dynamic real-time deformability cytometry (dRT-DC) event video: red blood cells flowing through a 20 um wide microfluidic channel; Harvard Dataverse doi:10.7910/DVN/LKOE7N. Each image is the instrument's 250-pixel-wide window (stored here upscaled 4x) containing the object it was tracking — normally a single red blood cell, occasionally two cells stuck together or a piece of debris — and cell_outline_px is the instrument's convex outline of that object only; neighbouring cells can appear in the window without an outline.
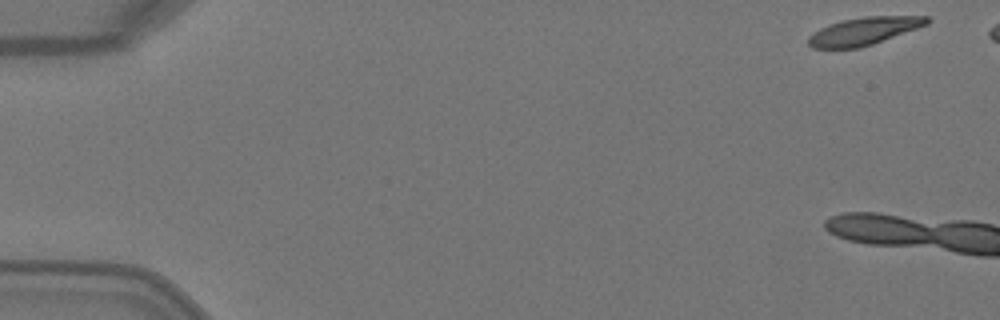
{"species": "Egyptian fruit bat (a non-hibernating species)", "species_latin": "Rousettus aegyptiacus", "temperature_condition": "warm", "stored_images_in_passage": 7, "camera_frame_rate_fps": 3000, "um_per_image_px": 0.085, "animal": {"sex": "female"}, "frame": {"image": 1, "passage_image": 1, "time_ms": 0.0, "image_size_px": [1000, 320], "cell_outline_px": [[932, 20], [928, 24], [872, 44], [860, 48], [812, 48], [808, 44], [808, 36], [820, 28], [828, 24], [844, 20], [864, 16], [928, 16]], "centroid_in_image_um": [73.42, 2.64], "position_along_channel_um": 11.6, "area_um2": 19.02}}